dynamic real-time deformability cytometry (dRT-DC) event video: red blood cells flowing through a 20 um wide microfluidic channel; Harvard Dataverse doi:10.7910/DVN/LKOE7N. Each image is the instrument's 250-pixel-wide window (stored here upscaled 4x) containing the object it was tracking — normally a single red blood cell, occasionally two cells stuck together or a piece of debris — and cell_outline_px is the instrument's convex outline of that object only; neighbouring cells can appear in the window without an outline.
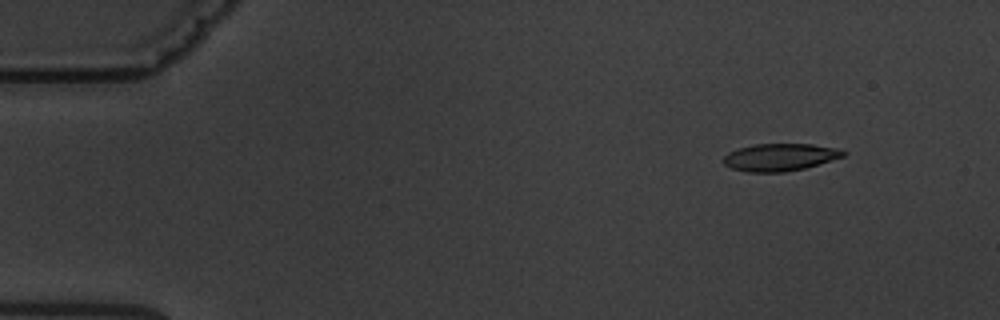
{"species": "common noctule bat (a hibernating species)", "species_latin": "Nyctalus noctula", "temperature_condition": "warm", "stored_images_in_passage": 3, "camera_frame_rate_fps": 3000, "um_per_image_px": 0.085, "animal": {"sex": "male", "body_mass_g": 19.5, "forearm_length_mm": 54.6}, "frame": {"image": 1, "passage_image": 1, "time_ms": 0.0, "image_size_px": [1000, 320], "cell_outline_px": [[848, 152], [844, 156], [804, 168], [784, 172], [748, 172], [732, 168], [724, 164], [724, 156], [728, 152], [740, 148], [756, 144], [812, 144], [836, 148]], "centroid_in_image_um": [66.3, 13.36], "position_along_channel_um": 18.7, "area_um2": 18.9}}